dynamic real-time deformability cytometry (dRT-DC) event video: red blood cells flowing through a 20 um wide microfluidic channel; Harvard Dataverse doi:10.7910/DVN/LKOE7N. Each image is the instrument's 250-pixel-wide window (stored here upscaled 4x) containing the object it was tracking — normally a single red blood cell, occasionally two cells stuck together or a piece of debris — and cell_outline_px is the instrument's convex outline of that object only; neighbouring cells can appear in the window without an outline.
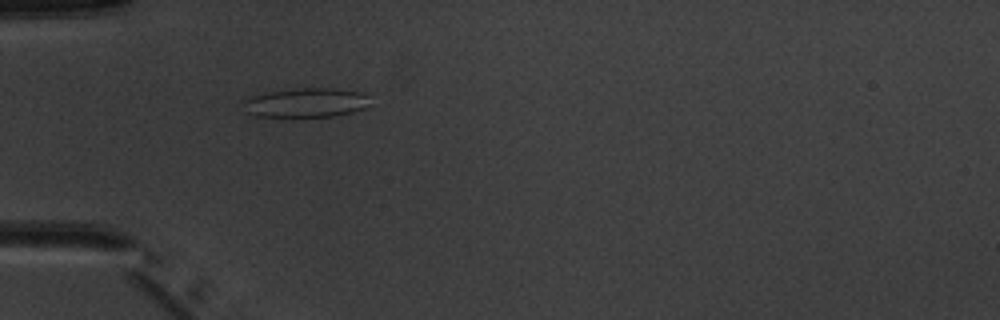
{"species": "common noctule bat (a hibernating species)", "species_latin": "Nyctalus noctula", "temperature_condition": "warm", "stored_images_in_passage": 2, "camera_frame_rate_fps": 3000, "um_per_image_px": 0.085, "animal": {"sex": "male", "body_mass_g": 20.1, "forearm_length_mm": 53.5}, "frame": {"image": 1, "passage_image": 2, "time_ms": 1.0, "image_size_px": [1000, 320], "cell_outline_px": [[368, 104], [364, 108], [352, 112], [332, 116], [256, 116], [244, 112], [240, 100], [264, 92], [300, 88], [332, 88], [360, 92], [368, 96]], "centroid_in_image_um": [25.91, 8.72], "position_along_channel_um": 59.1, "area_um2": 21.68}}